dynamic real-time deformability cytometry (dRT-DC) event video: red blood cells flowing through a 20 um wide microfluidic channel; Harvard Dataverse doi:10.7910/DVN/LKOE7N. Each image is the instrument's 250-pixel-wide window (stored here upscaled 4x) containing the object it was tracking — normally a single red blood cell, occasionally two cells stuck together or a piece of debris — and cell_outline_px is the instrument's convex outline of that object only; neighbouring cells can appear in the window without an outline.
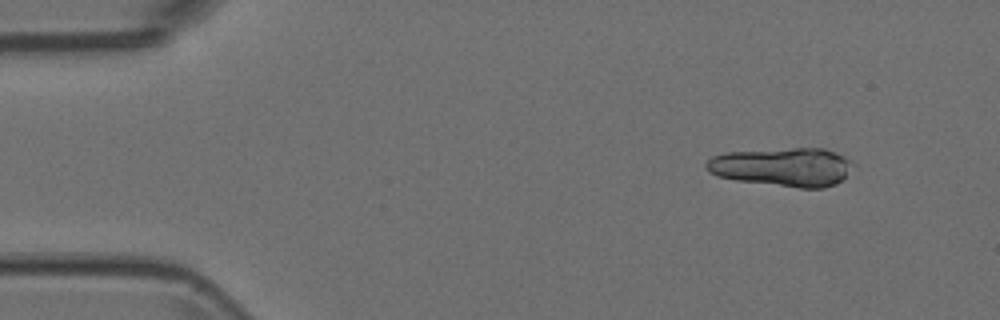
{"species": "Egyptian fruit bat (a non-hibernating species)", "species_latin": "Rousettus aegyptiacus", "temperature_condition": "room temperature", "stored_images_in_passage": 6, "camera_frame_rate_fps": 3000, "um_per_image_px": 0.085, "animal": {"sex": "female"}, "frame": {"image": 1, "passage_image": 2, "time_ms": 0.333, "image_size_px": [1000, 320], "cell_outline_px": [[852, 164], [844, 180], [836, 184], [824, 188], [800, 188], [736, 180], [716, 176], [708, 172], [704, 168], [704, 164], [712, 156], [724, 152], [792, 148], [824, 148], [836, 152], [852, 160]], "centroid_in_image_um": [66.51, 14.19], "position_along_channel_um": 18.5, "area_um2": 33.41}}